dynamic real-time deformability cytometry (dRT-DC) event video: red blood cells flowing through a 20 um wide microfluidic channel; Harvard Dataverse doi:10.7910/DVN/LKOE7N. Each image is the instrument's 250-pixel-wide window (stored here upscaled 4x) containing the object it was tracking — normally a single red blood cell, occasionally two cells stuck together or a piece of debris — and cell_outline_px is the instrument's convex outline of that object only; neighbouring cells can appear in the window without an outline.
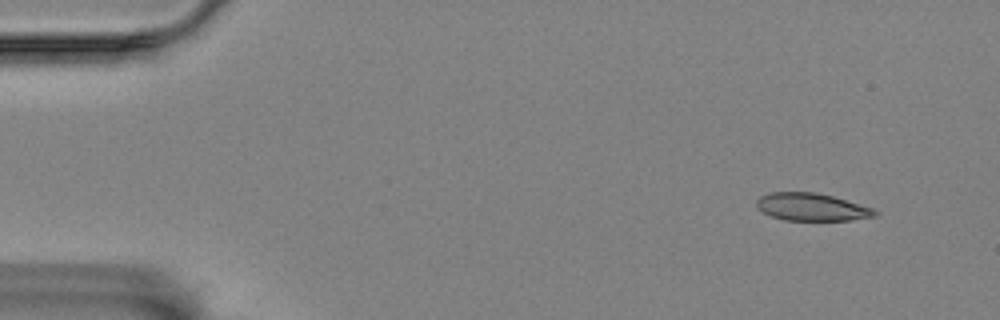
{"species": "Egyptian fruit bat (a non-hibernating species)", "species_latin": "Rousettus aegyptiacus", "temperature_condition": "room temperature", "stored_images_in_passage": 55, "camera_frame_rate_fps": 3000, "um_per_image_px": 0.085, "animal": {"sex": "female"}, "frame": {"image": 1, "passage_image": 2, "time_ms": 0.333, "image_size_px": [1000, 320], "cell_outline_px": [[880, 212], [876, 216], [848, 220], [784, 220], [772, 216], [756, 208], [756, 200], [760, 196], [772, 192], [812, 192], [832, 196], [872, 208]], "centroid_in_image_um": [68.97, 17.6], "position_along_channel_um": 16.0, "area_um2": 18.84}}
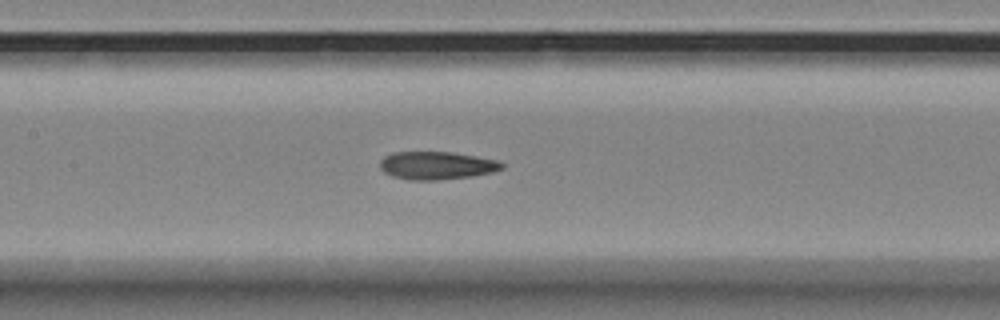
{"frame": {"image": 2, "passage_image": 24, "time_ms": 7.667, "image_size_px": [1000, 320], "cell_outline_px": [[504, 168], [492, 172], [472, 176], [440, 180], [408, 180], [392, 176], [384, 172], [380, 168], [380, 160], [384, 156], [392, 152], [452, 152], [476, 156], [496, 160], [504, 164]], "centroid_in_image_um": [37.09, 14.07], "position_along_channel_um": 170.3, "area_um2": 19.94}}
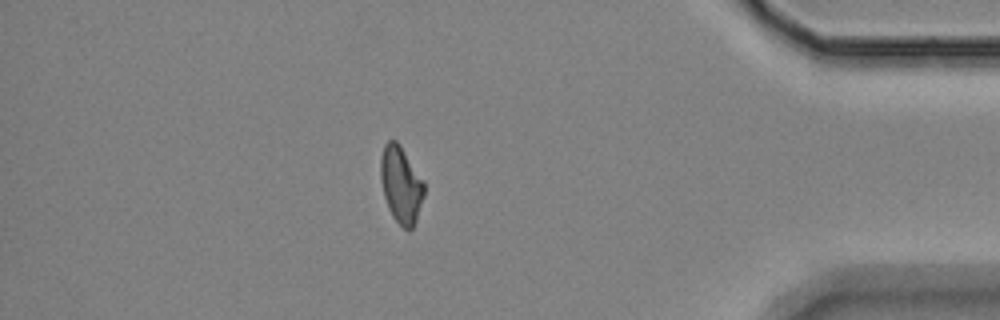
{"frame": {"image": 3, "passage_image": 47, "time_ms": 15.333, "image_size_px": [1000, 320], "cell_outline_px": [[424, 196], [416, 220], [412, 228], [408, 232], [392, 216], [388, 208], [384, 196], [380, 180], [380, 160], [384, 144], [388, 140], [396, 140], [400, 144], [424, 180]], "centroid_in_image_um": [34.08, 15.68], "position_along_channel_um": 401.1, "area_um2": 19.65}, "authors_computed_cell_mechanics": {"area_um2": 19.8832, "velocity_mm_per_s": 3.4849, "shape_relaxation_time_tau1_ms": null, "shape_relaxation_time_tau2_ms": 4.3416, "deformation_change_tau1": null, "deformation_change_tau2": 0.129}}